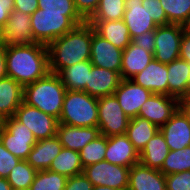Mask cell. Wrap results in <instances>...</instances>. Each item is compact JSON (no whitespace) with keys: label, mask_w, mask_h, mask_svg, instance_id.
Instances as JSON below:
<instances>
[{"label":"cell","mask_w":190,"mask_h":190,"mask_svg":"<svg viewBox=\"0 0 190 190\" xmlns=\"http://www.w3.org/2000/svg\"><path fill=\"white\" fill-rule=\"evenodd\" d=\"M20 161L21 159L10 153L0 141V177L7 178Z\"/></svg>","instance_id":"40"},{"label":"cell","mask_w":190,"mask_h":190,"mask_svg":"<svg viewBox=\"0 0 190 190\" xmlns=\"http://www.w3.org/2000/svg\"><path fill=\"white\" fill-rule=\"evenodd\" d=\"M62 144L55 135L35 143L26 161L36 170H48L53 159L60 153Z\"/></svg>","instance_id":"23"},{"label":"cell","mask_w":190,"mask_h":190,"mask_svg":"<svg viewBox=\"0 0 190 190\" xmlns=\"http://www.w3.org/2000/svg\"><path fill=\"white\" fill-rule=\"evenodd\" d=\"M168 95L182 99L190 97V64L182 59L167 63Z\"/></svg>","instance_id":"22"},{"label":"cell","mask_w":190,"mask_h":190,"mask_svg":"<svg viewBox=\"0 0 190 190\" xmlns=\"http://www.w3.org/2000/svg\"><path fill=\"white\" fill-rule=\"evenodd\" d=\"M67 182L65 175L49 170L37 171L28 190H64Z\"/></svg>","instance_id":"36"},{"label":"cell","mask_w":190,"mask_h":190,"mask_svg":"<svg viewBox=\"0 0 190 190\" xmlns=\"http://www.w3.org/2000/svg\"><path fill=\"white\" fill-rule=\"evenodd\" d=\"M79 15L87 21L95 12L100 0H73Z\"/></svg>","instance_id":"41"},{"label":"cell","mask_w":190,"mask_h":190,"mask_svg":"<svg viewBox=\"0 0 190 190\" xmlns=\"http://www.w3.org/2000/svg\"><path fill=\"white\" fill-rule=\"evenodd\" d=\"M43 12L64 13L76 26L85 22L77 12L73 0H38Z\"/></svg>","instance_id":"34"},{"label":"cell","mask_w":190,"mask_h":190,"mask_svg":"<svg viewBox=\"0 0 190 190\" xmlns=\"http://www.w3.org/2000/svg\"><path fill=\"white\" fill-rule=\"evenodd\" d=\"M124 4L123 20L129 29L132 40L146 31L156 30L158 25L143 7V0H125Z\"/></svg>","instance_id":"19"},{"label":"cell","mask_w":190,"mask_h":190,"mask_svg":"<svg viewBox=\"0 0 190 190\" xmlns=\"http://www.w3.org/2000/svg\"><path fill=\"white\" fill-rule=\"evenodd\" d=\"M187 170H190V146L179 150H170L160 171L164 175H169Z\"/></svg>","instance_id":"32"},{"label":"cell","mask_w":190,"mask_h":190,"mask_svg":"<svg viewBox=\"0 0 190 190\" xmlns=\"http://www.w3.org/2000/svg\"><path fill=\"white\" fill-rule=\"evenodd\" d=\"M1 42L5 45L35 44L31 28V15L13 10L1 31Z\"/></svg>","instance_id":"12"},{"label":"cell","mask_w":190,"mask_h":190,"mask_svg":"<svg viewBox=\"0 0 190 190\" xmlns=\"http://www.w3.org/2000/svg\"><path fill=\"white\" fill-rule=\"evenodd\" d=\"M182 26H183L184 32L190 34V16Z\"/></svg>","instance_id":"50"},{"label":"cell","mask_w":190,"mask_h":190,"mask_svg":"<svg viewBox=\"0 0 190 190\" xmlns=\"http://www.w3.org/2000/svg\"><path fill=\"white\" fill-rule=\"evenodd\" d=\"M7 76L23 87L49 72L47 46L41 43L6 45Z\"/></svg>","instance_id":"1"},{"label":"cell","mask_w":190,"mask_h":190,"mask_svg":"<svg viewBox=\"0 0 190 190\" xmlns=\"http://www.w3.org/2000/svg\"><path fill=\"white\" fill-rule=\"evenodd\" d=\"M37 171L26 161L21 160L6 178L11 188L28 190Z\"/></svg>","instance_id":"33"},{"label":"cell","mask_w":190,"mask_h":190,"mask_svg":"<svg viewBox=\"0 0 190 190\" xmlns=\"http://www.w3.org/2000/svg\"><path fill=\"white\" fill-rule=\"evenodd\" d=\"M93 184L81 173L67 178L64 190H92Z\"/></svg>","instance_id":"42"},{"label":"cell","mask_w":190,"mask_h":190,"mask_svg":"<svg viewBox=\"0 0 190 190\" xmlns=\"http://www.w3.org/2000/svg\"><path fill=\"white\" fill-rule=\"evenodd\" d=\"M92 66V62L87 60L62 69L58 75L66 90L85 91Z\"/></svg>","instance_id":"29"},{"label":"cell","mask_w":190,"mask_h":190,"mask_svg":"<svg viewBox=\"0 0 190 190\" xmlns=\"http://www.w3.org/2000/svg\"><path fill=\"white\" fill-rule=\"evenodd\" d=\"M91 59L94 66L121 73L123 50L98 35L92 26Z\"/></svg>","instance_id":"13"},{"label":"cell","mask_w":190,"mask_h":190,"mask_svg":"<svg viewBox=\"0 0 190 190\" xmlns=\"http://www.w3.org/2000/svg\"><path fill=\"white\" fill-rule=\"evenodd\" d=\"M179 58L187 61L190 64V34L185 32L183 33L181 40Z\"/></svg>","instance_id":"46"},{"label":"cell","mask_w":190,"mask_h":190,"mask_svg":"<svg viewBox=\"0 0 190 190\" xmlns=\"http://www.w3.org/2000/svg\"><path fill=\"white\" fill-rule=\"evenodd\" d=\"M129 167L100 161L83 168V174L93 186H105L118 190H128Z\"/></svg>","instance_id":"8"},{"label":"cell","mask_w":190,"mask_h":190,"mask_svg":"<svg viewBox=\"0 0 190 190\" xmlns=\"http://www.w3.org/2000/svg\"><path fill=\"white\" fill-rule=\"evenodd\" d=\"M48 170L65 175L67 178L83 173L80 153L63 147Z\"/></svg>","instance_id":"30"},{"label":"cell","mask_w":190,"mask_h":190,"mask_svg":"<svg viewBox=\"0 0 190 190\" xmlns=\"http://www.w3.org/2000/svg\"><path fill=\"white\" fill-rule=\"evenodd\" d=\"M14 10V0H0V32Z\"/></svg>","instance_id":"45"},{"label":"cell","mask_w":190,"mask_h":190,"mask_svg":"<svg viewBox=\"0 0 190 190\" xmlns=\"http://www.w3.org/2000/svg\"><path fill=\"white\" fill-rule=\"evenodd\" d=\"M92 25L85 21L47 45L49 70L62 69L91 59Z\"/></svg>","instance_id":"2"},{"label":"cell","mask_w":190,"mask_h":190,"mask_svg":"<svg viewBox=\"0 0 190 190\" xmlns=\"http://www.w3.org/2000/svg\"><path fill=\"white\" fill-rule=\"evenodd\" d=\"M125 0H100L94 14L87 21H118L124 18Z\"/></svg>","instance_id":"31"},{"label":"cell","mask_w":190,"mask_h":190,"mask_svg":"<svg viewBox=\"0 0 190 190\" xmlns=\"http://www.w3.org/2000/svg\"><path fill=\"white\" fill-rule=\"evenodd\" d=\"M92 190H118V189L109 188V187H105V186H93Z\"/></svg>","instance_id":"51"},{"label":"cell","mask_w":190,"mask_h":190,"mask_svg":"<svg viewBox=\"0 0 190 190\" xmlns=\"http://www.w3.org/2000/svg\"><path fill=\"white\" fill-rule=\"evenodd\" d=\"M160 129L147 119L139 116L130 118L126 135L134 148L140 153L147 142L159 131Z\"/></svg>","instance_id":"28"},{"label":"cell","mask_w":190,"mask_h":190,"mask_svg":"<svg viewBox=\"0 0 190 190\" xmlns=\"http://www.w3.org/2000/svg\"><path fill=\"white\" fill-rule=\"evenodd\" d=\"M166 190H190V170L165 175Z\"/></svg>","instance_id":"38"},{"label":"cell","mask_w":190,"mask_h":190,"mask_svg":"<svg viewBox=\"0 0 190 190\" xmlns=\"http://www.w3.org/2000/svg\"><path fill=\"white\" fill-rule=\"evenodd\" d=\"M169 150L190 146V123L178 108L172 117L160 128Z\"/></svg>","instance_id":"18"},{"label":"cell","mask_w":190,"mask_h":190,"mask_svg":"<svg viewBox=\"0 0 190 190\" xmlns=\"http://www.w3.org/2000/svg\"><path fill=\"white\" fill-rule=\"evenodd\" d=\"M98 126L93 127H75L63 123H58L56 136L62 144V147L77 152L89 142L100 136Z\"/></svg>","instance_id":"20"},{"label":"cell","mask_w":190,"mask_h":190,"mask_svg":"<svg viewBox=\"0 0 190 190\" xmlns=\"http://www.w3.org/2000/svg\"><path fill=\"white\" fill-rule=\"evenodd\" d=\"M38 9V0H14V10L32 15Z\"/></svg>","instance_id":"44"},{"label":"cell","mask_w":190,"mask_h":190,"mask_svg":"<svg viewBox=\"0 0 190 190\" xmlns=\"http://www.w3.org/2000/svg\"><path fill=\"white\" fill-rule=\"evenodd\" d=\"M105 161L130 168L139 162V152L126 134L110 136L107 137Z\"/></svg>","instance_id":"17"},{"label":"cell","mask_w":190,"mask_h":190,"mask_svg":"<svg viewBox=\"0 0 190 190\" xmlns=\"http://www.w3.org/2000/svg\"><path fill=\"white\" fill-rule=\"evenodd\" d=\"M58 122L75 127L98 126V98L85 91L66 90Z\"/></svg>","instance_id":"4"},{"label":"cell","mask_w":190,"mask_h":190,"mask_svg":"<svg viewBox=\"0 0 190 190\" xmlns=\"http://www.w3.org/2000/svg\"><path fill=\"white\" fill-rule=\"evenodd\" d=\"M154 59L153 53L139 47L133 41L123 50L121 77L131 79Z\"/></svg>","instance_id":"25"},{"label":"cell","mask_w":190,"mask_h":190,"mask_svg":"<svg viewBox=\"0 0 190 190\" xmlns=\"http://www.w3.org/2000/svg\"><path fill=\"white\" fill-rule=\"evenodd\" d=\"M132 41L139 47H142L146 51H149L154 54L155 30L146 31L143 34L136 36Z\"/></svg>","instance_id":"43"},{"label":"cell","mask_w":190,"mask_h":190,"mask_svg":"<svg viewBox=\"0 0 190 190\" xmlns=\"http://www.w3.org/2000/svg\"><path fill=\"white\" fill-rule=\"evenodd\" d=\"M153 93L134 83L131 79H123L113 94L129 118L138 116L140 107Z\"/></svg>","instance_id":"14"},{"label":"cell","mask_w":190,"mask_h":190,"mask_svg":"<svg viewBox=\"0 0 190 190\" xmlns=\"http://www.w3.org/2000/svg\"><path fill=\"white\" fill-rule=\"evenodd\" d=\"M143 7L146 8L150 17L158 25H168L166 13L161 6L160 0H143Z\"/></svg>","instance_id":"39"},{"label":"cell","mask_w":190,"mask_h":190,"mask_svg":"<svg viewBox=\"0 0 190 190\" xmlns=\"http://www.w3.org/2000/svg\"><path fill=\"white\" fill-rule=\"evenodd\" d=\"M169 151L165 137L159 130L139 153V162L149 168L161 170Z\"/></svg>","instance_id":"27"},{"label":"cell","mask_w":190,"mask_h":190,"mask_svg":"<svg viewBox=\"0 0 190 190\" xmlns=\"http://www.w3.org/2000/svg\"><path fill=\"white\" fill-rule=\"evenodd\" d=\"M75 26L64 13L43 12V9L38 8L31 15L33 37L37 43L46 46Z\"/></svg>","instance_id":"5"},{"label":"cell","mask_w":190,"mask_h":190,"mask_svg":"<svg viewBox=\"0 0 190 190\" xmlns=\"http://www.w3.org/2000/svg\"><path fill=\"white\" fill-rule=\"evenodd\" d=\"M169 24L183 25L190 16V0H160Z\"/></svg>","instance_id":"37"},{"label":"cell","mask_w":190,"mask_h":190,"mask_svg":"<svg viewBox=\"0 0 190 190\" xmlns=\"http://www.w3.org/2000/svg\"><path fill=\"white\" fill-rule=\"evenodd\" d=\"M167 73V64L152 59L141 72L131 77V80L153 94L168 95Z\"/></svg>","instance_id":"15"},{"label":"cell","mask_w":190,"mask_h":190,"mask_svg":"<svg viewBox=\"0 0 190 190\" xmlns=\"http://www.w3.org/2000/svg\"><path fill=\"white\" fill-rule=\"evenodd\" d=\"M183 33V26L179 24L157 26L155 30L154 59L165 64L179 59Z\"/></svg>","instance_id":"10"},{"label":"cell","mask_w":190,"mask_h":190,"mask_svg":"<svg viewBox=\"0 0 190 190\" xmlns=\"http://www.w3.org/2000/svg\"><path fill=\"white\" fill-rule=\"evenodd\" d=\"M11 190H23V189H15V188H11Z\"/></svg>","instance_id":"53"},{"label":"cell","mask_w":190,"mask_h":190,"mask_svg":"<svg viewBox=\"0 0 190 190\" xmlns=\"http://www.w3.org/2000/svg\"><path fill=\"white\" fill-rule=\"evenodd\" d=\"M14 117L33 132L37 141L56 135L58 119L25 102L19 105Z\"/></svg>","instance_id":"9"},{"label":"cell","mask_w":190,"mask_h":190,"mask_svg":"<svg viewBox=\"0 0 190 190\" xmlns=\"http://www.w3.org/2000/svg\"><path fill=\"white\" fill-rule=\"evenodd\" d=\"M128 190H166L165 175L138 162L130 167Z\"/></svg>","instance_id":"21"},{"label":"cell","mask_w":190,"mask_h":190,"mask_svg":"<svg viewBox=\"0 0 190 190\" xmlns=\"http://www.w3.org/2000/svg\"><path fill=\"white\" fill-rule=\"evenodd\" d=\"M122 80L121 73L93 65L85 92L95 98L110 96L115 93Z\"/></svg>","instance_id":"16"},{"label":"cell","mask_w":190,"mask_h":190,"mask_svg":"<svg viewBox=\"0 0 190 190\" xmlns=\"http://www.w3.org/2000/svg\"><path fill=\"white\" fill-rule=\"evenodd\" d=\"M7 77L6 69V45L0 44V79Z\"/></svg>","instance_id":"47"},{"label":"cell","mask_w":190,"mask_h":190,"mask_svg":"<svg viewBox=\"0 0 190 190\" xmlns=\"http://www.w3.org/2000/svg\"><path fill=\"white\" fill-rule=\"evenodd\" d=\"M0 190H11V186L6 178L0 177Z\"/></svg>","instance_id":"49"},{"label":"cell","mask_w":190,"mask_h":190,"mask_svg":"<svg viewBox=\"0 0 190 190\" xmlns=\"http://www.w3.org/2000/svg\"><path fill=\"white\" fill-rule=\"evenodd\" d=\"M3 125V119L0 117V128L2 127Z\"/></svg>","instance_id":"52"},{"label":"cell","mask_w":190,"mask_h":190,"mask_svg":"<svg viewBox=\"0 0 190 190\" xmlns=\"http://www.w3.org/2000/svg\"><path fill=\"white\" fill-rule=\"evenodd\" d=\"M179 109L183 112L190 123V97L179 99Z\"/></svg>","instance_id":"48"},{"label":"cell","mask_w":190,"mask_h":190,"mask_svg":"<svg viewBox=\"0 0 190 190\" xmlns=\"http://www.w3.org/2000/svg\"><path fill=\"white\" fill-rule=\"evenodd\" d=\"M65 94L66 87L59 75L49 72L45 77L24 86L23 102L59 120Z\"/></svg>","instance_id":"3"},{"label":"cell","mask_w":190,"mask_h":190,"mask_svg":"<svg viewBox=\"0 0 190 190\" xmlns=\"http://www.w3.org/2000/svg\"><path fill=\"white\" fill-rule=\"evenodd\" d=\"M179 108V99L170 95L152 94L140 107L138 116L147 119L159 129Z\"/></svg>","instance_id":"11"},{"label":"cell","mask_w":190,"mask_h":190,"mask_svg":"<svg viewBox=\"0 0 190 190\" xmlns=\"http://www.w3.org/2000/svg\"><path fill=\"white\" fill-rule=\"evenodd\" d=\"M24 87L11 77L0 79V117H13L23 102Z\"/></svg>","instance_id":"24"},{"label":"cell","mask_w":190,"mask_h":190,"mask_svg":"<svg viewBox=\"0 0 190 190\" xmlns=\"http://www.w3.org/2000/svg\"><path fill=\"white\" fill-rule=\"evenodd\" d=\"M106 147L107 137L104 135L98 136L85 145L79 152L83 168L100 161H105Z\"/></svg>","instance_id":"35"},{"label":"cell","mask_w":190,"mask_h":190,"mask_svg":"<svg viewBox=\"0 0 190 190\" xmlns=\"http://www.w3.org/2000/svg\"><path fill=\"white\" fill-rule=\"evenodd\" d=\"M0 141L14 156L26 160L37 142L33 132L14 116L5 118L0 128Z\"/></svg>","instance_id":"6"},{"label":"cell","mask_w":190,"mask_h":190,"mask_svg":"<svg viewBox=\"0 0 190 190\" xmlns=\"http://www.w3.org/2000/svg\"><path fill=\"white\" fill-rule=\"evenodd\" d=\"M129 121L114 95L98 98V128L101 135L126 134Z\"/></svg>","instance_id":"7"},{"label":"cell","mask_w":190,"mask_h":190,"mask_svg":"<svg viewBox=\"0 0 190 190\" xmlns=\"http://www.w3.org/2000/svg\"><path fill=\"white\" fill-rule=\"evenodd\" d=\"M95 32L117 48L124 50L132 41L129 29L124 20L118 21H87Z\"/></svg>","instance_id":"26"}]
</instances>
